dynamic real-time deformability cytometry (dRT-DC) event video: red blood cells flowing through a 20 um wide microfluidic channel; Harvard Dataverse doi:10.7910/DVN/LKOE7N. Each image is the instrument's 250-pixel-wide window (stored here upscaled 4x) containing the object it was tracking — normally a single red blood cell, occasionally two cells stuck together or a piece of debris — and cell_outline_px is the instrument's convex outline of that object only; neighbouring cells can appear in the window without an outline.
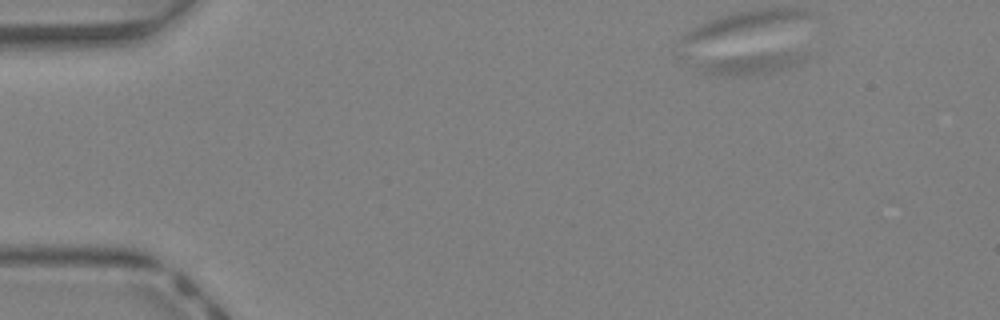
{"species": "Egyptian fruit bat (a non-hibernating species)", "species_latin": "Rousettus aegyptiacus", "temperature_condition": "warm", "stored_images_in_passage": 48, "segment_of_instrument_passage": [1, 2], "camera_frame_rate_fps": 3000, "um_per_image_px": 0.085, "animal": {"sex": "female"}, "frame": {"image": 1, "passage_image": 1, "time_ms": 0.0, "image_size_px": [1000, 320], "cell_outline_px": [[808, 56], [800, 64], [788, 68], [768, 72], [744, 76], [724, 76], [700, 72], [696, 68], [712, 60], [768, 52], [804, 52]], "centroid_in_image_um": [64.0, 5.42], "position_along_channel_um": 21.0, "area_um2": 12.83}}